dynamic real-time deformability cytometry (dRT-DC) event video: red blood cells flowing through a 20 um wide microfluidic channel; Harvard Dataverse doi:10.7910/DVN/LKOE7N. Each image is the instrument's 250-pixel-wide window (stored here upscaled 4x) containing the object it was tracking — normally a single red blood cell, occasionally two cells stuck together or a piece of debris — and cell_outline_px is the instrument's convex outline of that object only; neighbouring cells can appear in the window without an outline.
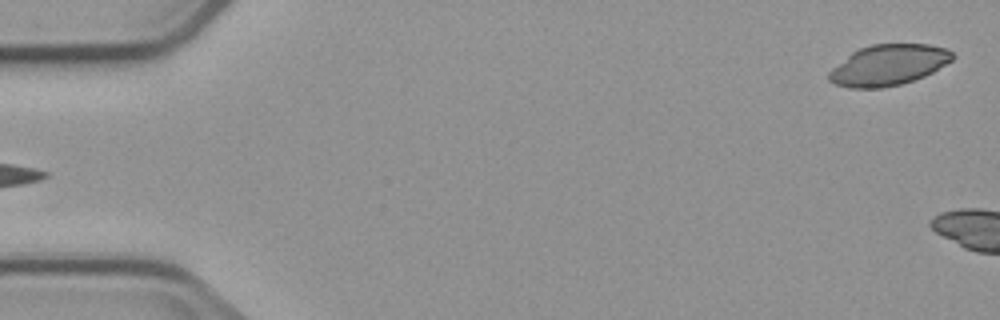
{"species": "common noctule bat (a hibernating species)", "species_latin": "Nyctalus noctula", "temperature_condition": "cold", "stored_images_in_passage": 4, "camera_frame_rate_fps": 3000, "um_per_image_px": 0.085, "animal": {"sex": "male", "body_mass_g": 23.1, "forearm_length_mm": 52.7}, "frame": {"image": 1, "passage_image": 4, "time_ms": 3.667, "image_size_px": [1000, 320], "cell_outline_px": [[956, 56], [952, 60], [932, 72], [924, 76], [900, 84], [880, 88], [848, 88], [836, 84], [828, 80], [828, 72], [832, 68], [852, 52], [860, 48], [872, 44], [928, 44], [948, 48]], "centroid_in_image_um": [75.52, 5.52], "position_along_channel_um": 9.5, "area_um2": 29.3}}